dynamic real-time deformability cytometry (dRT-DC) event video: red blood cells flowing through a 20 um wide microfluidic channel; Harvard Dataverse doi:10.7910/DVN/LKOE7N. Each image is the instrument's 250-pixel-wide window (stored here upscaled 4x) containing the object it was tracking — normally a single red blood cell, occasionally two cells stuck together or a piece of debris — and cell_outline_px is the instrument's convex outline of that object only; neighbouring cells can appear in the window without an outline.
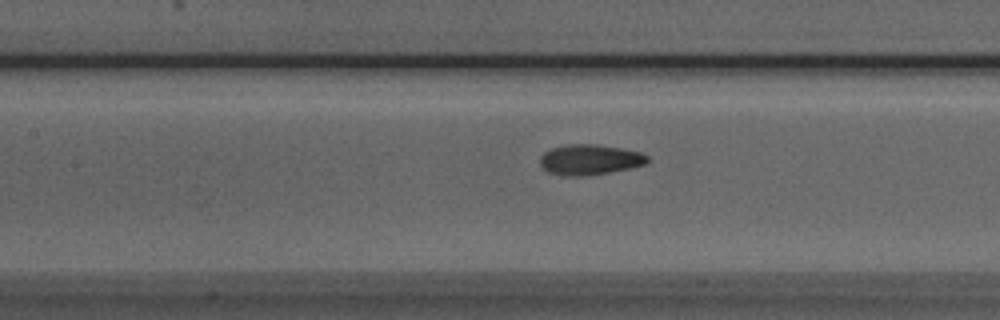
{"species": "Egyptian fruit bat (a non-hibernating species)", "species_latin": "Rousettus aegyptiacus", "temperature_condition": "room temperature", "stored_images_in_passage": 37, "camera_frame_rate_fps": 3000, "um_per_image_px": 0.085, "animal": {"sex": "male"}, "frame": {"image": 1, "passage_image": 18, "time_ms": 5.667, "image_size_px": [1000, 320], "cell_outline_px": [[648, 160], [644, 164], [632, 168], [584, 176], [564, 176], [548, 172], [540, 164], [540, 156], [544, 152], [552, 148], [568, 144], [596, 144], [620, 148], [640, 152], [648, 156]], "centroid_in_image_um": [50.11, 13.57], "position_along_channel_um": 157.3, "area_um2": 18.96}}
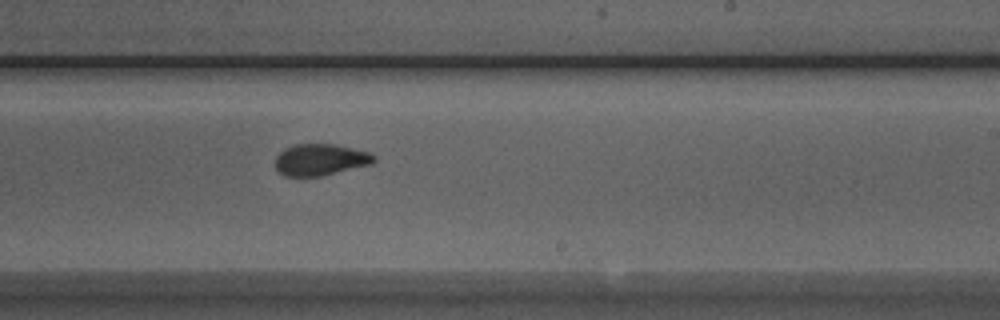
{"frame": {"image": 2, "passage_image": 26, "time_ms": 8.333, "image_size_px": [1000, 320], "cell_outline_px": [[376, 160], [372, 164], [320, 176], [284, 176], [276, 168], [276, 156], [284, 148], [292, 144], [336, 144], [368, 152], [376, 156]], "centroid_in_image_um": [27.23, 13.56], "position_along_channel_um": 261.8, "area_um2": 18.15}}
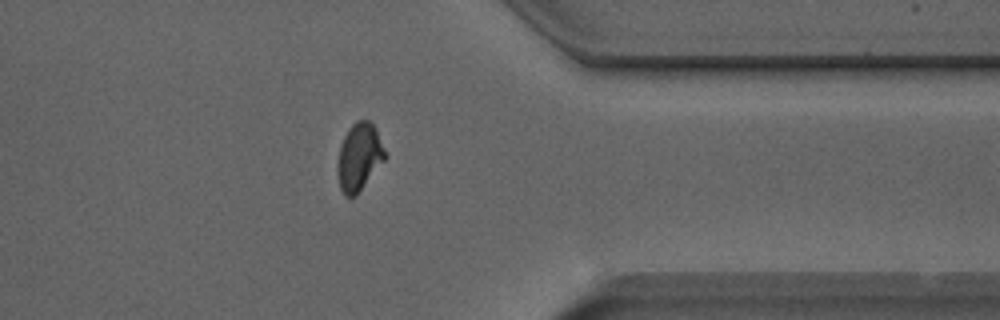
{"frame": {"image": 3, "passage_image": 36, "time_ms": 11.667, "image_size_px": [1000, 320], "cell_outline_px": [[388, 156], [356, 196], [344, 196], [340, 188], [340, 144], [348, 128], [356, 120], [368, 120], [376, 128]], "centroid_in_image_um": [30.59, 13.31], "position_along_channel_um": 380.8, "area_um2": 18.32}}